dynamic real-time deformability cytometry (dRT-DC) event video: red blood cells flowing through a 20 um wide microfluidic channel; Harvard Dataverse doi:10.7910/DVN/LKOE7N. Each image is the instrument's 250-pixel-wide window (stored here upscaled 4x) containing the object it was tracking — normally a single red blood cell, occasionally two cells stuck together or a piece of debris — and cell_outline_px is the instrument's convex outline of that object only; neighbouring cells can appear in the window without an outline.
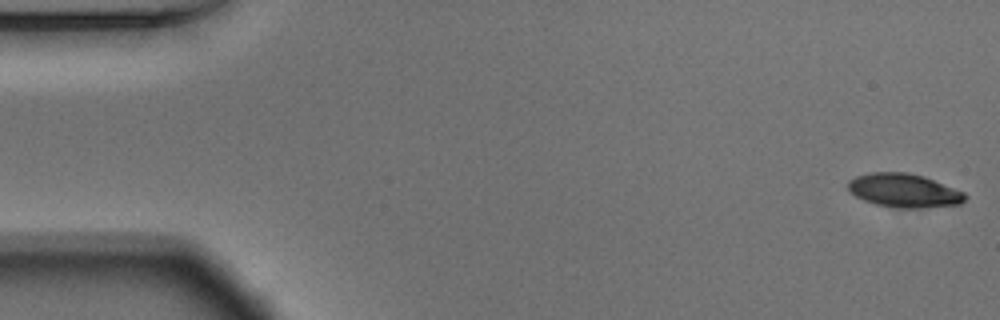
{"species": "Egyptian fruit bat (a non-hibernating species)", "species_latin": "Rousettus aegyptiacus", "temperature_condition": "warm", "stored_images_in_passage": 54, "camera_frame_rate_fps": 3000, "um_per_image_px": 0.085, "animal": {"sex": "male"}, "frame": {"image": 1, "passage_image": 1, "time_ms": 0.0, "image_size_px": [1000, 320], "cell_outline_px": [[968, 196], [960, 204], [912, 208], [900, 208], [876, 204], [864, 200], [856, 196], [848, 188], [848, 180], [856, 176], [872, 172], [908, 172], [924, 176], [964, 192]], "centroid_in_image_um": [76.84, 16.18], "position_along_channel_um": 8.2, "area_um2": 22.77}}
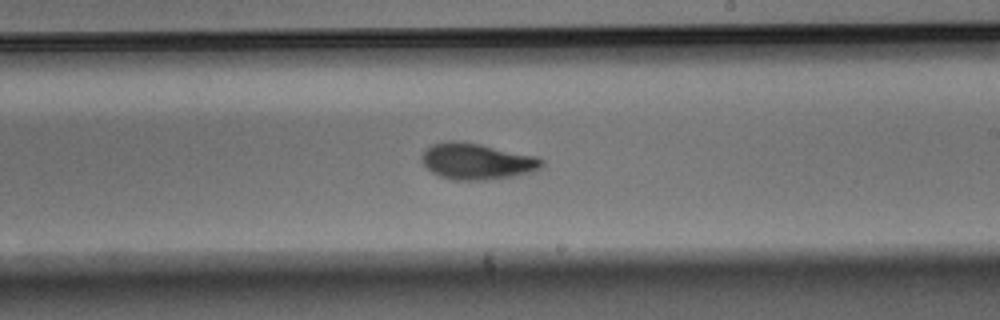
{"frame": {"image": 2, "passage_image": 31, "time_ms": 10.0, "image_size_px": [1000, 320], "cell_outline_px": [[544, 164], [540, 168], [532, 172], [516, 176], [488, 180], [452, 180], [440, 176], [432, 172], [420, 160], [420, 156], [432, 144], [448, 140], [456, 140], [480, 144], [540, 156], [544, 160]], "centroid_in_image_um": [40.58, 13.71], "position_along_channel_um": 248.4, "area_um2": 25.72}}
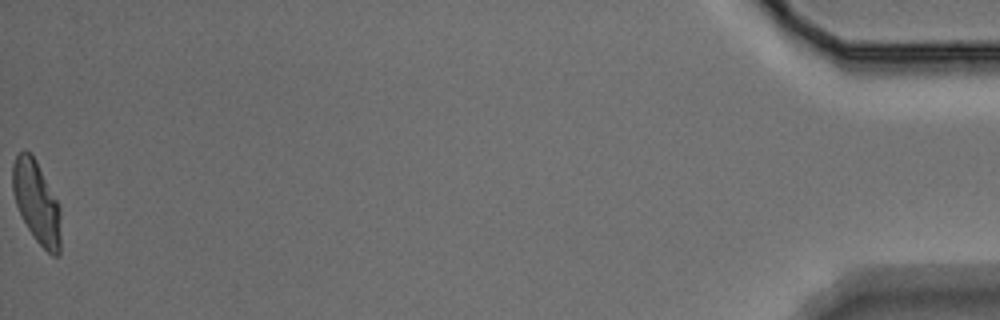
{"frame": {"image": 3, "passage_image": 54, "time_ms": 17.667, "image_size_px": [1000, 320], "cell_outline_px": [[60, 256], [52, 256], [36, 240], [28, 228], [16, 204], [12, 188], [12, 164], [16, 156], [24, 148], [36, 160], [60, 204]], "centroid_in_image_um": [3.12, 17.18], "position_along_channel_um": 432.1, "area_um2": 23.06}, "authors_computed_cell_mechanics": {"area_um2": 24.1604, "velocity_mm_per_s": 3.7283, "shape_relaxation_time_tau1_ms": 4.8705, "shape_relaxation_time_tau2_ms": 3.28, "deformation_change_tau1": 0.2007, "deformation_change_tau2": 0.0679}}